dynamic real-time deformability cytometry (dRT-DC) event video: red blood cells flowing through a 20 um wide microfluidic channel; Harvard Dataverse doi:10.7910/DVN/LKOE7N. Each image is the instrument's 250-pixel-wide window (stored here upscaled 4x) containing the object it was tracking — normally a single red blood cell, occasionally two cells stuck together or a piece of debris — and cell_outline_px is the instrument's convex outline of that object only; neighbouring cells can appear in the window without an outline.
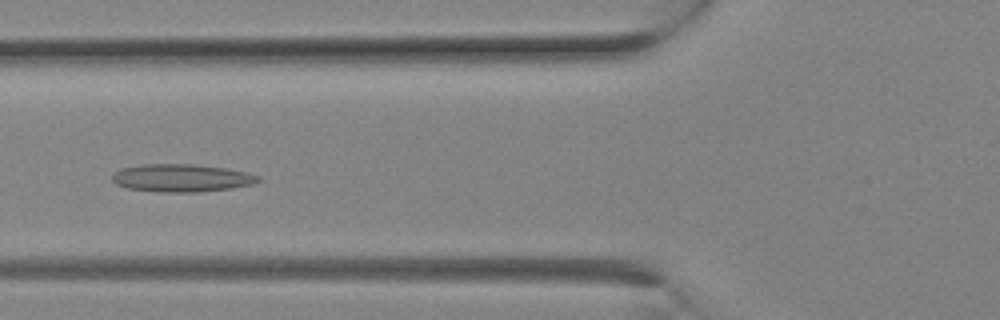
{"species": "Egyptian fruit bat (a non-hibernating species)", "species_latin": "Rousettus aegyptiacus", "temperature_condition": "room temperature", "stored_images_in_passage": 8, "camera_frame_rate_fps": 3000, "um_per_image_px": 0.085, "animal": {"sex": "female"}, "frame": {"image": 1, "passage_image": 7, "time_ms": 2.0, "image_size_px": [1000, 320], "cell_outline_px": [[260, 180], [252, 184], [232, 188], [200, 192], [160, 192], [128, 188], [116, 184], [112, 180], [112, 176], [120, 168], [140, 164], [192, 164], [224, 168], [248, 172], [260, 176]], "centroid_in_image_um": [15.43, 15.12], "position_along_channel_um": 110.4, "area_um2": 23.64}}